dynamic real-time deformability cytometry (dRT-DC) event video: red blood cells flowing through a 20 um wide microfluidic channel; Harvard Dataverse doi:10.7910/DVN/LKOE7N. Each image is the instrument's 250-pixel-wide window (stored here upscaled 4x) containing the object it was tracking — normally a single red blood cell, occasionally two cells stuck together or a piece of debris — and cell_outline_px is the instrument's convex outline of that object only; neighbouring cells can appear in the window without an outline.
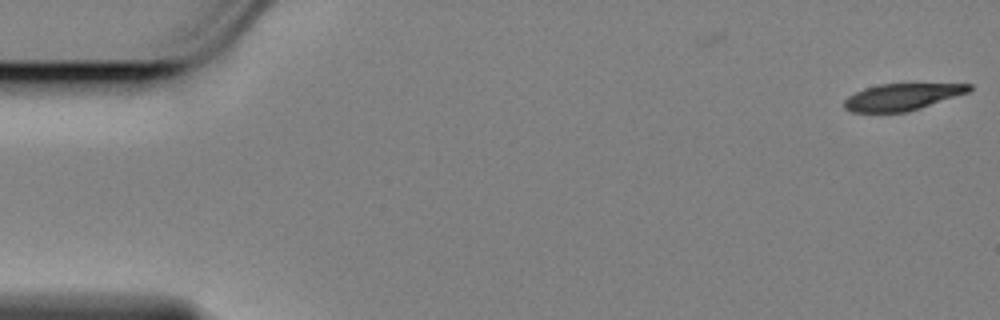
{"species": "Egyptian fruit bat (a non-hibernating species)", "species_latin": "Rousettus aegyptiacus", "temperature_condition": "cold", "stored_images_in_passage": 3, "camera_frame_rate_fps": 3000, "um_per_image_px": 0.085, "animal": {"sex": "female"}, "frame": {"image": 1, "passage_image": 3, "time_ms": 0.667, "image_size_px": [1000, 320], "cell_outline_px": [[972, 88], [968, 92], [908, 112], [852, 112], [844, 108], [844, 100], [848, 96], [864, 88], [880, 84], [972, 84]], "centroid_in_image_um": [76.64, 8.24], "position_along_channel_um": 8.4, "area_um2": 19.25}}